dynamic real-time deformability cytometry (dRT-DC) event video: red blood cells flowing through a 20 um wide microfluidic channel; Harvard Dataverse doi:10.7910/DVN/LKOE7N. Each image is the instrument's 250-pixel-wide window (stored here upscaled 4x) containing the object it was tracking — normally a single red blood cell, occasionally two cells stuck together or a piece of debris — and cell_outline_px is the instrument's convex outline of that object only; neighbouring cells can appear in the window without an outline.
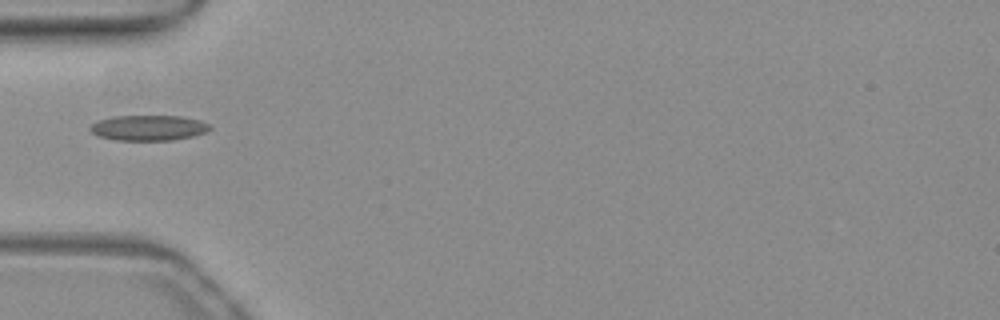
{"species": "common noctule bat (a hibernating species)", "species_latin": "Nyctalus noctula", "temperature_condition": "warm", "stored_images_in_passage": 36, "camera_frame_rate_fps": 3000, "um_per_image_px": 0.085, "animal": {"sex": "female", "body_mass_g": 19.3, "forearm_length_mm": 54.1}, "frame": {"image": 1, "passage_image": 1, "time_ms": 0.0, "image_size_px": [1000, 320], "cell_outline_px": [[212, 128], [204, 132], [192, 136], [172, 140], [116, 140], [100, 136], [92, 132], [88, 128], [92, 124], [100, 120], [112, 116], [180, 116], [200, 120], [212, 124]], "centroid_in_image_um": [12.65, 10.86], "position_along_channel_um": 72.3, "area_um2": 17.63}}
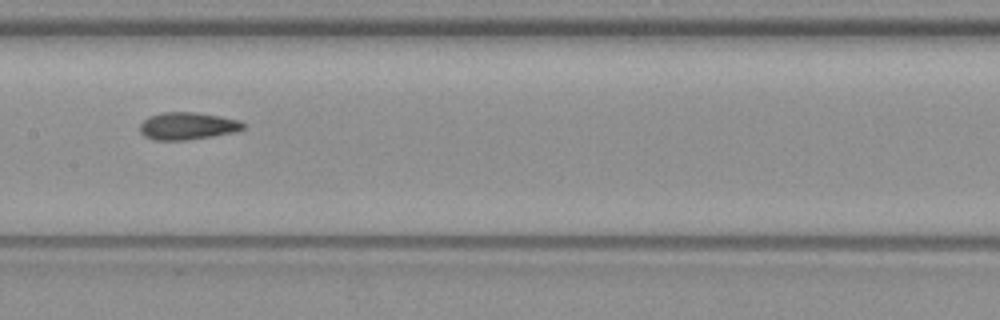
{"frame": {"image": 2, "passage_image": 10, "time_ms": 3.0, "image_size_px": [1000, 320], "cell_outline_px": [[244, 128], [236, 132], [188, 140], [152, 140], [144, 136], [140, 132], [140, 124], [148, 116], [164, 112], [196, 112], [220, 116], [240, 120], [244, 124]], "centroid_in_image_um": [15.93, 10.71], "position_along_channel_um": 191.5, "area_um2": 16.59}}
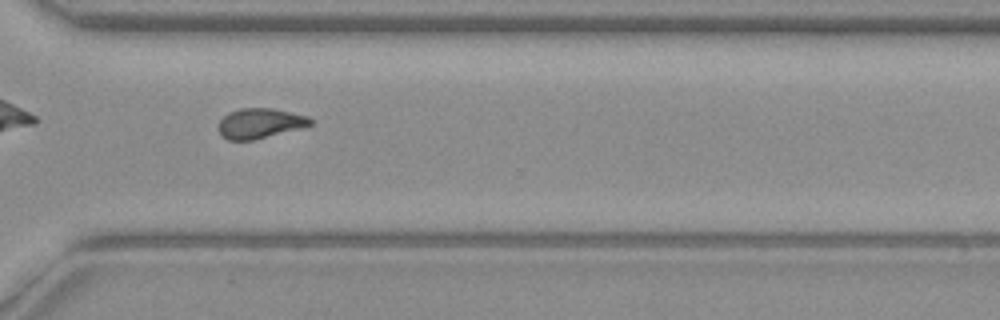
{"frame": {"image": 3, "passage_image": 22, "time_ms": 7.0, "image_size_px": [1000, 320], "cell_outline_px": [[312, 124], [256, 140], [228, 140], [220, 136], [220, 120], [228, 112], [240, 108], [272, 108], [308, 116], [312, 120]], "centroid_in_image_um": [22.07, 10.48], "position_along_channel_um": 348.5, "area_um2": 15.95}}